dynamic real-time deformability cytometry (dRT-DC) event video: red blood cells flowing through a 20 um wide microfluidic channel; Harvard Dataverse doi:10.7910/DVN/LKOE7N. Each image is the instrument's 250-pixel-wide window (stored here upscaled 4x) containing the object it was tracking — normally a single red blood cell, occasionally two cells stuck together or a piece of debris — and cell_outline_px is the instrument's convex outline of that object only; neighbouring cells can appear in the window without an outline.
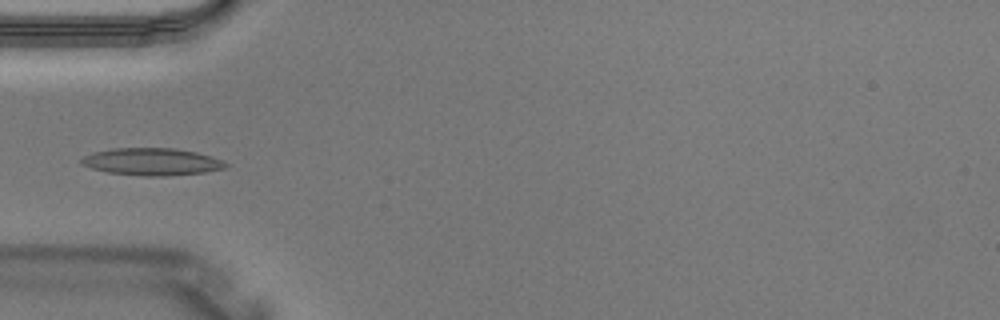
{"species": "Egyptian fruit bat (a non-hibernating species)", "species_latin": "Rousettus aegyptiacus", "temperature_condition": "warm", "stored_images_in_passage": 3, "camera_frame_rate_fps": 3000, "um_per_image_px": 0.085, "animal": {"sex": "male"}, "frame": {"image": 1, "passage_image": 3, "time_ms": 0.667, "image_size_px": [1000, 320], "cell_outline_px": [[228, 164], [224, 168], [204, 172], [164, 176], [144, 176], [108, 172], [92, 168], [80, 164], [80, 160], [84, 156], [92, 152], [112, 148], [176, 148], [196, 152], [212, 156]], "centroid_in_image_um": [12.87, 13.74], "position_along_channel_um": 72.1, "area_um2": 22.83}}